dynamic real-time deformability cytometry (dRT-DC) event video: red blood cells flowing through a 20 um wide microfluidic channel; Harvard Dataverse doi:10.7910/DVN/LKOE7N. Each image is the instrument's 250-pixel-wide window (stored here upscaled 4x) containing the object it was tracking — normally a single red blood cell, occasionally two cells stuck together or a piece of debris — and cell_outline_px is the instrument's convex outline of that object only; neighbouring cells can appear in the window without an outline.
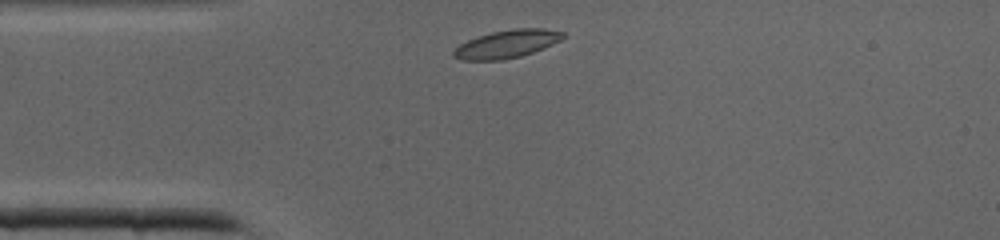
{"species": "common noctule bat (a hibernating species)", "species_latin": "Nyctalus noctula", "temperature_condition": "cold", "stored_images_in_passage": 25, "camera_frame_rate_fps": 3000, "um_per_image_px": 0.085, "animal": {"sex": "male", "body_mass_g": 19.0, "forearm_length_mm": 50.8}, "frame": {"image": 1, "passage_image": 1, "time_ms": 0.0, "image_size_px": [1000, 240], "cell_outline_px": [[564, 36], [560, 40], [544, 48], [520, 56], [500, 60], [464, 60], [452, 56], [452, 52], [460, 44], [468, 40], [492, 32], [512, 28], [544, 28], [564, 32]], "centroid_in_image_um": [43.09, 3.73], "position_along_channel_um": 41.9, "area_um2": 17.63}}
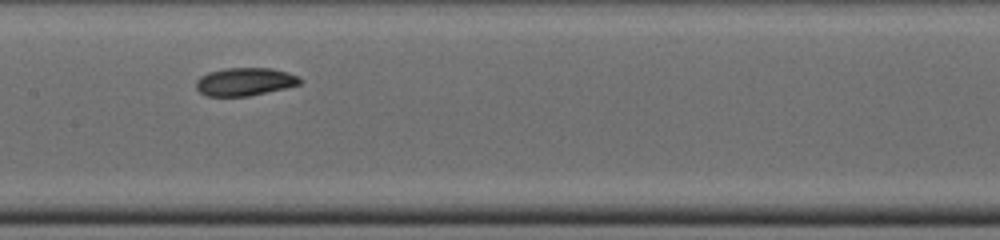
{"frame": {"image": 2, "passage_image": 11, "time_ms": 3.333, "image_size_px": [1000, 240], "cell_outline_px": [[304, 80], [300, 84], [284, 88], [248, 96], [208, 96], [200, 92], [196, 88], [196, 80], [200, 76], [208, 72], [224, 68], [272, 68], [288, 72], [300, 76]], "centroid_in_image_um": [20.83, 6.93], "position_along_channel_um": 186.6, "area_um2": 17.05}}
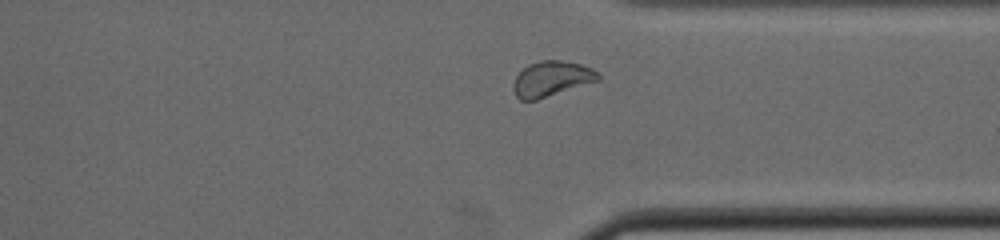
{"frame": {"image": 3, "passage_image": 22, "time_ms": 7.0, "image_size_px": [1000, 240], "cell_outline_px": [[600, 80], [536, 100], [520, 100], [516, 96], [512, 88], [516, 76], [528, 64], [540, 60], [564, 60], [580, 64], [592, 68], [600, 76]], "centroid_in_image_um": [46.87, 6.69], "position_along_channel_um": 364.5, "area_um2": 17.4}}